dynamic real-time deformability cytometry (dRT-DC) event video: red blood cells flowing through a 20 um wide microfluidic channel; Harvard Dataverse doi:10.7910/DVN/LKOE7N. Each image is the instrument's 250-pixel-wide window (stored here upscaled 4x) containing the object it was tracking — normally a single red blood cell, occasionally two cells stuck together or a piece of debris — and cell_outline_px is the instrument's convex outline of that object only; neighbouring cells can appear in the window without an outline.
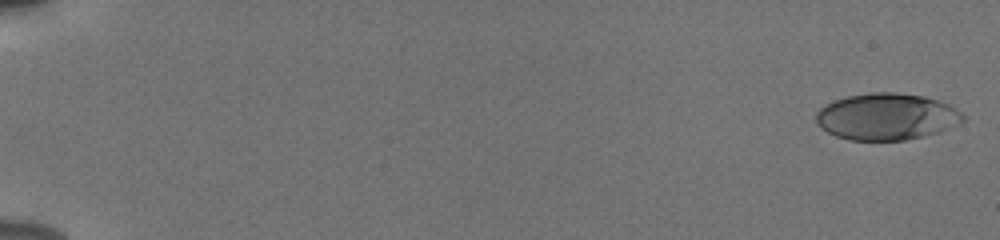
{"species": "human", "species_latin": "Homo sapiens", "temperature_condition": "cold", "stored_images_in_passage": 55, "camera_frame_rate_fps": 3000, "um_per_image_px": 0.085, "donor": {"sex": "male"}, "frame": {"image": 1, "passage_image": 1, "time_ms": 0.0, "image_size_px": [1000, 240], "cell_outline_px": [[964, 120], [960, 124], [940, 132], [904, 140], [848, 140], [836, 136], [820, 128], [816, 120], [816, 112], [820, 108], [836, 100], [848, 96], [872, 92], [896, 92], [924, 96], [948, 104], [956, 108], [964, 116]], "centroid_in_image_um": [75.38, 9.92], "position_along_channel_um": 9.6, "area_um2": 39.94}}
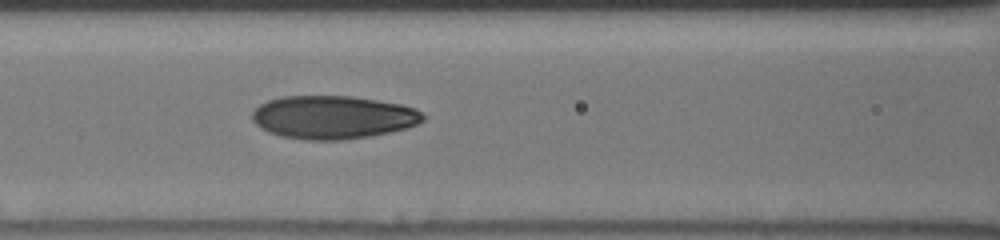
{"frame": {"image": 2, "passage_image": 26, "time_ms": 8.333, "image_size_px": [1000, 240], "cell_outline_px": [[428, 116], [424, 120], [416, 124], [404, 128], [372, 136], [340, 140], [308, 140], [280, 136], [268, 132], [260, 128], [252, 120], [252, 112], [260, 104], [268, 100], [284, 96], [352, 96], [400, 104], [416, 108]], "centroid_in_image_um": [28.3, 9.96], "position_along_channel_um": 138.3, "area_um2": 43.12}}
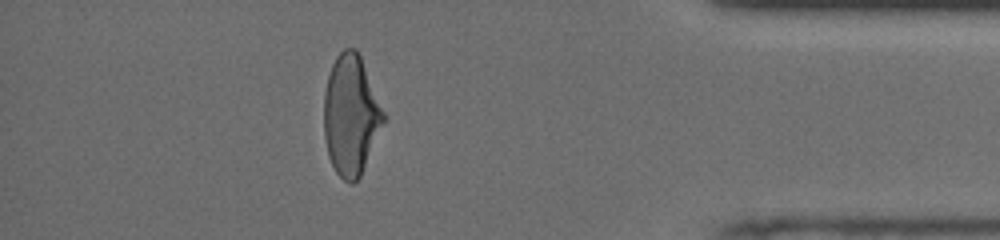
{"frame": {"image": 3, "passage_image": 49, "time_ms": 16.0, "image_size_px": [1000, 240], "cell_outline_px": [[384, 120], [360, 176], [352, 184], [344, 180], [336, 172], [328, 156], [324, 136], [324, 92], [328, 76], [332, 64], [336, 56], [344, 48], [356, 48], [360, 56], [384, 112]], "centroid_in_image_um": [29.79, 9.78], "position_along_channel_um": 405.4, "area_um2": 41.04}, "authors_computed_cell_mechanics": {"area_um2": 41.5004, "velocity_mm_per_s": 3.8775, "shape_relaxation_time_tau1_ms": 4.5651, "shape_relaxation_time_tau2_ms": 1.4237, "deformation_change_tau1": 0.1751, "deformation_change_tau2": 0.0778}}